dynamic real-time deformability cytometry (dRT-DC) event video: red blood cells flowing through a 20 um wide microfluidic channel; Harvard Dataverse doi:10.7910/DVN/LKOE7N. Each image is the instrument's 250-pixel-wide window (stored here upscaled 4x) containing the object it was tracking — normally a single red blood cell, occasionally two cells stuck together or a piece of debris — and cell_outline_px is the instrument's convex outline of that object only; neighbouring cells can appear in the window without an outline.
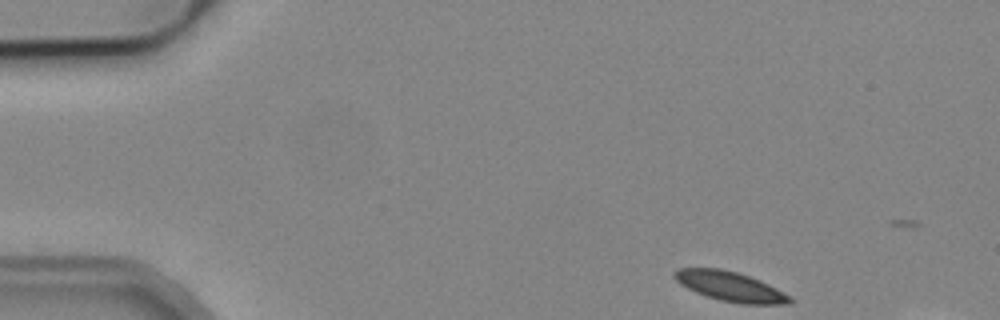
{"species": "common noctule bat (a hibernating species)", "species_latin": "Nyctalus noctula", "temperature_condition": "cold", "stored_images_in_passage": 10, "camera_frame_rate_fps": 3000, "um_per_image_px": 0.085, "animal": {"sex": "male", "body_mass_g": 19.2, "forearm_length_mm": 51.8}, "frame": {"image": 1, "passage_image": 1, "time_ms": 0.0, "image_size_px": [1000, 320], "cell_outline_px": [[792, 300], [788, 304], [740, 304], [720, 300], [696, 292], [680, 284], [672, 276], [672, 272], [680, 268], [720, 268], [736, 272], [748, 276], [768, 284], [776, 288], [788, 296]], "centroid_in_image_um": [62.01, 24.34], "position_along_channel_um": 23.0, "area_um2": 19.65}}